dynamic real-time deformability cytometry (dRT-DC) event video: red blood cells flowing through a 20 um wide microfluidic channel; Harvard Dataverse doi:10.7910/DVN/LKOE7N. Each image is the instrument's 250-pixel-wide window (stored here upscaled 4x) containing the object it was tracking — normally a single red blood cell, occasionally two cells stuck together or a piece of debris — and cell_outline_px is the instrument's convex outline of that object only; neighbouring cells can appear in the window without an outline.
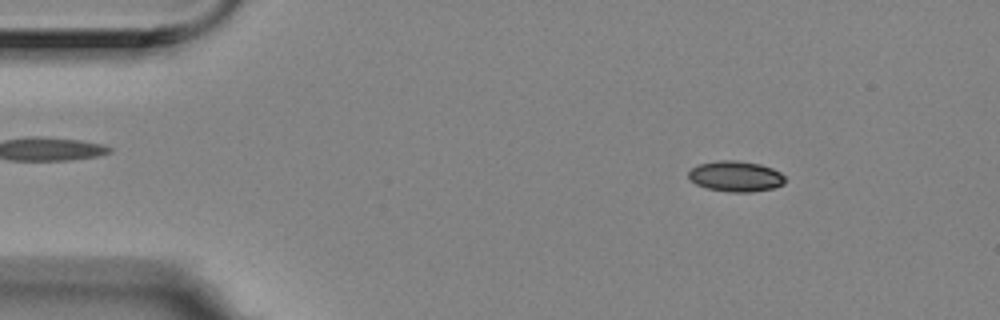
{"species": "Egyptian fruit bat (a non-hibernating species)", "species_latin": "Rousettus aegyptiacus", "temperature_condition": "room temperature", "stored_images_in_passage": 4, "camera_frame_rate_fps": 3000, "um_per_image_px": 0.085, "animal": {"sex": "female"}, "frame": {"image": 1, "passage_image": 2, "time_ms": 0.333, "image_size_px": [1000, 320], "cell_outline_px": [[784, 184], [776, 188], [752, 192], [732, 192], [708, 188], [696, 184], [688, 176], [688, 172], [692, 168], [700, 164], [716, 160], [736, 160], [760, 164], [772, 168], [780, 172], [784, 176]], "centroid_in_image_um": [62.56, 14.98], "position_along_channel_um": 22.4, "area_um2": 17.22}}